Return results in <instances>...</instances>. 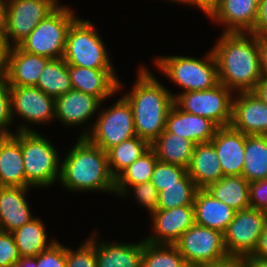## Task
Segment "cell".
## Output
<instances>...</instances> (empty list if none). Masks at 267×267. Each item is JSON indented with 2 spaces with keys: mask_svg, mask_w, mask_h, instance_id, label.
<instances>
[{
  "mask_svg": "<svg viewBox=\"0 0 267 267\" xmlns=\"http://www.w3.org/2000/svg\"><path fill=\"white\" fill-rule=\"evenodd\" d=\"M251 208L267 212V179L249 182Z\"/></svg>",
  "mask_w": 267,
  "mask_h": 267,
  "instance_id": "obj_42",
  "label": "cell"
},
{
  "mask_svg": "<svg viewBox=\"0 0 267 267\" xmlns=\"http://www.w3.org/2000/svg\"><path fill=\"white\" fill-rule=\"evenodd\" d=\"M266 220L267 212L263 210L250 207L235 212L223 233L227 254L238 258L253 254Z\"/></svg>",
  "mask_w": 267,
  "mask_h": 267,
  "instance_id": "obj_12",
  "label": "cell"
},
{
  "mask_svg": "<svg viewBox=\"0 0 267 267\" xmlns=\"http://www.w3.org/2000/svg\"><path fill=\"white\" fill-rule=\"evenodd\" d=\"M234 92L220 82L213 88L180 93L174 103L183 111L205 117L218 127L232 121Z\"/></svg>",
  "mask_w": 267,
  "mask_h": 267,
  "instance_id": "obj_10",
  "label": "cell"
},
{
  "mask_svg": "<svg viewBox=\"0 0 267 267\" xmlns=\"http://www.w3.org/2000/svg\"><path fill=\"white\" fill-rule=\"evenodd\" d=\"M195 143L166 129L150 144L159 161L188 168Z\"/></svg>",
  "mask_w": 267,
  "mask_h": 267,
  "instance_id": "obj_27",
  "label": "cell"
},
{
  "mask_svg": "<svg viewBox=\"0 0 267 267\" xmlns=\"http://www.w3.org/2000/svg\"><path fill=\"white\" fill-rule=\"evenodd\" d=\"M95 25L78 17L70 26L63 59L68 65L92 69H115L110 50Z\"/></svg>",
  "mask_w": 267,
  "mask_h": 267,
  "instance_id": "obj_6",
  "label": "cell"
},
{
  "mask_svg": "<svg viewBox=\"0 0 267 267\" xmlns=\"http://www.w3.org/2000/svg\"><path fill=\"white\" fill-rule=\"evenodd\" d=\"M158 159L149 148L115 178V196L119 197L129 186L149 182Z\"/></svg>",
  "mask_w": 267,
  "mask_h": 267,
  "instance_id": "obj_31",
  "label": "cell"
},
{
  "mask_svg": "<svg viewBox=\"0 0 267 267\" xmlns=\"http://www.w3.org/2000/svg\"><path fill=\"white\" fill-rule=\"evenodd\" d=\"M7 3L4 0H0V31L4 29L6 22Z\"/></svg>",
  "mask_w": 267,
  "mask_h": 267,
  "instance_id": "obj_52",
  "label": "cell"
},
{
  "mask_svg": "<svg viewBox=\"0 0 267 267\" xmlns=\"http://www.w3.org/2000/svg\"><path fill=\"white\" fill-rule=\"evenodd\" d=\"M220 4V0H191V7H195L203 12L207 18L214 12Z\"/></svg>",
  "mask_w": 267,
  "mask_h": 267,
  "instance_id": "obj_45",
  "label": "cell"
},
{
  "mask_svg": "<svg viewBox=\"0 0 267 267\" xmlns=\"http://www.w3.org/2000/svg\"><path fill=\"white\" fill-rule=\"evenodd\" d=\"M211 48L218 81L234 93L253 91L263 77L257 35L223 33Z\"/></svg>",
  "mask_w": 267,
  "mask_h": 267,
  "instance_id": "obj_1",
  "label": "cell"
},
{
  "mask_svg": "<svg viewBox=\"0 0 267 267\" xmlns=\"http://www.w3.org/2000/svg\"><path fill=\"white\" fill-rule=\"evenodd\" d=\"M199 267H242V262L241 258L229 256L225 260L216 263L205 264Z\"/></svg>",
  "mask_w": 267,
  "mask_h": 267,
  "instance_id": "obj_48",
  "label": "cell"
},
{
  "mask_svg": "<svg viewBox=\"0 0 267 267\" xmlns=\"http://www.w3.org/2000/svg\"><path fill=\"white\" fill-rule=\"evenodd\" d=\"M11 49L12 45L3 30L0 31V82L7 80Z\"/></svg>",
  "mask_w": 267,
  "mask_h": 267,
  "instance_id": "obj_43",
  "label": "cell"
},
{
  "mask_svg": "<svg viewBox=\"0 0 267 267\" xmlns=\"http://www.w3.org/2000/svg\"><path fill=\"white\" fill-rule=\"evenodd\" d=\"M74 11L68 4L59 5L18 46L26 52L50 59L63 58L68 30L79 17Z\"/></svg>",
  "mask_w": 267,
  "mask_h": 267,
  "instance_id": "obj_7",
  "label": "cell"
},
{
  "mask_svg": "<svg viewBox=\"0 0 267 267\" xmlns=\"http://www.w3.org/2000/svg\"><path fill=\"white\" fill-rule=\"evenodd\" d=\"M252 92L267 104V76L261 78Z\"/></svg>",
  "mask_w": 267,
  "mask_h": 267,
  "instance_id": "obj_50",
  "label": "cell"
},
{
  "mask_svg": "<svg viewBox=\"0 0 267 267\" xmlns=\"http://www.w3.org/2000/svg\"><path fill=\"white\" fill-rule=\"evenodd\" d=\"M201 58L189 55H159L153 60L155 68L183 92L213 88L218 81L217 62L211 48Z\"/></svg>",
  "mask_w": 267,
  "mask_h": 267,
  "instance_id": "obj_4",
  "label": "cell"
},
{
  "mask_svg": "<svg viewBox=\"0 0 267 267\" xmlns=\"http://www.w3.org/2000/svg\"><path fill=\"white\" fill-rule=\"evenodd\" d=\"M59 5L54 0H14L7 4L3 32L12 46H18Z\"/></svg>",
  "mask_w": 267,
  "mask_h": 267,
  "instance_id": "obj_13",
  "label": "cell"
},
{
  "mask_svg": "<svg viewBox=\"0 0 267 267\" xmlns=\"http://www.w3.org/2000/svg\"><path fill=\"white\" fill-rule=\"evenodd\" d=\"M7 4L14 1V0H4Z\"/></svg>",
  "mask_w": 267,
  "mask_h": 267,
  "instance_id": "obj_55",
  "label": "cell"
},
{
  "mask_svg": "<svg viewBox=\"0 0 267 267\" xmlns=\"http://www.w3.org/2000/svg\"><path fill=\"white\" fill-rule=\"evenodd\" d=\"M224 176L242 175L245 160V134L231 125L218 127L211 139Z\"/></svg>",
  "mask_w": 267,
  "mask_h": 267,
  "instance_id": "obj_19",
  "label": "cell"
},
{
  "mask_svg": "<svg viewBox=\"0 0 267 267\" xmlns=\"http://www.w3.org/2000/svg\"><path fill=\"white\" fill-rule=\"evenodd\" d=\"M187 173L198 189H206L224 175L213 143L195 144Z\"/></svg>",
  "mask_w": 267,
  "mask_h": 267,
  "instance_id": "obj_25",
  "label": "cell"
},
{
  "mask_svg": "<svg viewBox=\"0 0 267 267\" xmlns=\"http://www.w3.org/2000/svg\"><path fill=\"white\" fill-rule=\"evenodd\" d=\"M20 257L12 233L0 231V267H15Z\"/></svg>",
  "mask_w": 267,
  "mask_h": 267,
  "instance_id": "obj_41",
  "label": "cell"
},
{
  "mask_svg": "<svg viewBox=\"0 0 267 267\" xmlns=\"http://www.w3.org/2000/svg\"><path fill=\"white\" fill-rule=\"evenodd\" d=\"M12 125L16 123L13 122L10 90L5 80L0 82V136L13 135Z\"/></svg>",
  "mask_w": 267,
  "mask_h": 267,
  "instance_id": "obj_39",
  "label": "cell"
},
{
  "mask_svg": "<svg viewBox=\"0 0 267 267\" xmlns=\"http://www.w3.org/2000/svg\"><path fill=\"white\" fill-rule=\"evenodd\" d=\"M70 148L61 157V188L71 193L100 192L115 196V178L108 167L107 152L86 137H78Z\"/></svg>",
  "mask_w": 267,
  "mask_h": 267,
  "instance_id": "obj_3",
  "label": "cell"
},
{
  "mask_svg": "<svg viewBox=\"0 0 267 267\" xmlns=\"http://www.w3.org/2000/svg\"><path fill=\"white\" fill-rule=\"evenodd\" d=\"M44 222L36 216L11 232L21 257L37 256L57 241L56 238L48 236Z\"/></svg>",
  "mask_w": 267,
  "mask_h": 267,
  "instance_id": "obj_28",
  "label": "cell"
},
{
  "mask_svg": "<svg viewBox=\"0 0 267 267\" xmlns=\"http://www.w3.org/2000/svg\"><path fill=\"white\" fill-rule=\"evenodd\" d=\"M81 242L75 250L66 246V267H97L96 231Z\"/></svg>",
  "mask_w": 267,
  "mask_h": 267,
  "instance_id": "obj_36",
  "label": "cell"
},
{
  "mask_svg": "<svg viewBox=\"0 0 267 267\" xmlns=\"http://www.w3.org/2000/svg\"><path fill=\"white\" fill-rule=\"evenodd\" d=\"M58 5H65V4H61L60 2H59V0H54Z\"/></svg>",
  "mask_w": 267,
  "mask_h": 267,
  "instance_id": "obj_54",
  "label": "cell"
},
{
  "mask_svg": "<svg viewBox=\"0 0 267 267\" xmlns=\"http://www.w3.org/2000/svg\"><path fill=\"white\" fill-rule=\"evenodd\" d=\"M189 267L216 263L229 257L223 233L194 223L174 244Z\"/></svg>",
  "mask_w": 267,
  "mask_h": 267,
  "instance_id": "obj_11",
  "label": "cell"
},
{
  "mask_svg": "<svg viewBox=\"0 0 267 267\" xmlns=\"http://www.w3.org/2000/svg\"><path fill=\"white\" fill-rule=\"evenodd\" d=\"M150 144L138 136L124 140L107 151L108 167L111 175L116 178L124 169L137 160Z\"/></svg>",
  "mask_w": 267,
  "mask_h": 267,
  "instance_id": "obj_33",
  "label": "cell"
},
{
  "mask_svg": "<svg viewBox=\"0 0 267 267\" xmlns=\"http://www.w3.org/2000/svg\"><path fill=\"white\" fill-rule=\"evenodd\" d=\"M116 100L111 102V106H105L106 102L101 103L93 127L86 136L105 152L124 140L137 136L131 105L122 95Z\"/></svg>",
  "mask_w": 267,
  "mask_h": 267,
  "instance_id": "obj_8",
  "label": "cell"
},
{
  "mask_svg": "<svg viewBox=\"0 0 267 267\" xmlns=\"http://www.w3.org/2000/svg\"><path fill=\"white\" fill-rule=\"evenodd\" d=\"M206 190L236 212L250 208L249 182L242 175L223 176L217 182L210 184Z\"/></svg>",
  "mask_w": 267,
  "mask_h": 267,
  "instance_id": "obj_29",
  "label": "cell"
},
{
  "mask_svg": "<svg viewBox=\"0 0 267 267\" xmlns=\"http://www.w3.org/2000/svg\"><path fill=\"white\" fill-rule=\"evenodd\" d=\"M252 255L259 258L267 259V220L264 224L263 231L260 235L257 248Z\"/></svg>",
  "mask_w": 267,
  "mask_h": 267,
  "instance_id": "obj_47",
  "label": "cell"
},
{
  "mask_svg": "<svg viewBox=\"0 0 267 267\" xmlns=\"http://www.w3.org/2000/svg\"><path fill=\"white\" fill-rule=\"evenodd\" d=\"M48 134L21 132V151L27 188H49L59 183L61 157Z\"/></svg>",
  "mask_w": 267,
  "mask_h": 267,
  "instance_id": "obj_5",
  "label": "cell"
},
{
  "mask_svg": "<svg viewBox=\"0 0 267 267\" xmlns=\"http://www.w3.org/2000/svg\"><path fill=\"white\" fill-rule=\"evenodd\" d=\"M151 234L144 237L152 244L174 245L181 235L195 223L194 206H179L156 210L150 215Z\"/></svg>",
  "mask_w": 267,
  "mask_h": 267,
  "instance_id": "obj_15",
  "label": "cell"
},
{
  "mask_svg": "<svg viewBox=\"0 0 267 267\" xmlns=\"http://www.w3.org/2000/svg\"><path fill=\"white\" fill-rule=\"evenodd\" d=\"M35 87L54 98L72 90L68 64L65 60L51 59L40 73Z\"/></svg>",
  "mask_w": 267,
  "mask_h": 267,
  "instance_id": "obj_32",
  "label": "cell"
},
{
  "mask_svg": "<svg viewBox=\"0 0 267 267\" xmlns=\"http://www.w3.org/2000/svg\"><path fill=\"white\" fill-rule=\"evenodd\" d=\"M15 267H37V256L20 257Z\"/></svg>",
  "mask_w": 267,
  "mask_h": 267,
  "instance_id": "obj_51",
  "label": "cell"
},
{
  "mask_svg": "<svg viewBox=\"0 0 267 267\" xmlns=\"http://www.w3.org/2000/svg\"><path fill=\"white\" fill-rule=\"evenodd\" d=\"M37 267H66V246L57 240L37 255Z\"/></svg>",
  "mask_w": 267,
  "mask_h": 267,
  "instance_id": "obj_40",
  "label": "cell"
},
{
  "mask_svg": "<svg viewBox=\"0 0 267 267\" xmlns=\"http://www.w3.org/2000/svg\"><path fill=\"white\" fill-rule=\"evenodd\" d=\"M164 1H166V2H168L169 1V3L171 2H173V3H175V4H181V5H186V6H190L191 7V0H164Z\"/></svg>",
  "mask_w": 267,
  "mask_h": 267,
  "instance_id": "obj_53",
  "label": "cell"
},
{
  "mask_svg": "<svg viewBox=\"0 0 267 267\" xmlns=\"http://www.w3.org/2000/svg\"><path fill=\"white\" fill-rule=\"evenodd\" d=\"M141 64L136 73V82L122 96L131 105L134 128L139 138L151 144L166 128V120L174 105L173 92Z\"/></svg>",
  "mask_w": 267,
  "mask_h": 267,
  "instance_id": "obj_2",
  "label": "cell"
},
{
  "mask_svg": "<svg viewBox=\"0 0 267 267\" xmlns=\"http://www.w3.org/2000/svg\"><path fill=\"white\" fill-rule=\"evenodd\" d=\"M50 60L48 57L26 52L19 46H12L6 80L8 85L36 86L40 73Z\"/></svg>",
  "mask_w": 267,
  "mask_h": 267,
  "instance_id": "obj_26",
  "label": "cell"
},
{
  "mask_svg": "<svg viewBox=\"0 0 267 267\" xmlns=\"http://www.w3.org/2000/svg\"><path fill=\"white\" fill-rule=\"evenodd\" d=\"M71 85L74 90L91 94L101 102L109 101L121 93L123 85L116 69H92L68 65ZM113 96V97H112Z\"/></svg>",
  "mask_w": 267,
  "mask_h": 267,
  "instance_id": "obj_16",
  "label": "cell"
},
{
  "mask_svg": "<svg viewBox=\"0 0 267 267\" xmlns=\"http://www.w3.org/2000/svg\"><path fill=\"white\" fill-rule=\"evenodd\" d=\"M195 223L224 233L235 210L215 199L206 189H198L194 198Z\"/></svg>",
  "mask_w": 267,
  "mask_h": 267,
  "instance_id": "obj_24",
  "label": "cell"
},
{
  "mask_svg": "<svg viewBox=\"0 0 267 267\" xmlns=\"http://www.w3.org/2000/svg\"><path fill=\"white\" fill-rule=\"evenodd\" d=\"M260 0H220L208 17L223 33H251L255 29Z\"/></svg>",
  "mask_w": 267,
  "mask_h": 267,
  "instance_id": "obj_17",
  "label": "cell"
},
{
  "mask_svg": "<svg viewBox=\"0 0 267 267\" xmlns=\"http://www.w3.org/2000/svg\"><path fill=\"white\" fill-rule=\"evenodd\" d=\"M0 184L2 187H27L21 132L0 136Z\"/></svg>",
  "mask_w": 267,
  "mask_h": 267,
  "instance_id": "obj_22",
  "label": "cell"
},
{
  "mask_svg": "<svg viewBox=\"0 0 267 267\" xmlns=\"http://www.w3.org/2000/svg\"><path fill=\"white\" fill-rule=\"evenodd\" d=\"M257 42L260 54V67L263 76H267V34L257 35Z\"/></svg>",
  "mask_w": 267,
  "mask_h": 267,
  "instance_id": "obj_46",
  "label": "cell"
},
{
  "mask_svg": "<svg viewBox=\"0 0 267 267\" xmlns=\"http://www.w3.org/2000/svg\"><path fill=\"white\" fill-rule=\"evenodd\" d=\"M101 103L91 94L72 89L55 98V122L69 129L78 126L81 129L78 136L86 137L94 124L91 118H96Z\"/></svg>",
  "mask_w": 267,
  "mask_h": 267,
  "instance_id": "obj_14",
  "label": "cell"
},
{
  "mask_svg": "<svg viewBox=\"0 0 267 267\" xmlns=\"http://www.w3.org/2000/svg\"><path fill=\"white\" fill-rule=\"evenodd\" d=\"M141 267H189L175 245L152 244L143 238Z\"/></svg>",
  "mask_w": 267,
  "mask_h": 267,
  "instance_id": "obj_34",
  "label": "cell"
},
{
  "mask_svg": "<svg viewBox=\"0 0 267 267\" xmlns=\"http://www.w3.org/2000/svg\"><path fill=\"white\" fill-rule=\"evenodd\" d=\"M217 128L218 126L210 119L187 113L174 103L168 113L165 129L199 144L210 142Z\"/></svg>",
  "mask_w": 267,
  "mask_h": 267,
  "instance_id": "obj_21",
  "label": "cell"
},
{
  "mask_svg": "<svg viewBox=\"0 0 267 267\" xmlns=\"http://www.w3.org/2000/svg\"><path fill=\"white\" fill-rule=\"evenodd\" d=\"M256 35L267 34V0H260L255 29L251 32Z\"/></svg>",
  "mask_w": 267,
  "mask_h": 267,
  "instance_id": "obj_44",
  "label": "cell"
},
{
  "mask_svg": "<svg viewBox=\"0 0 267 267\" xmlns=\"http://www.w3.org/2000/svg\"><path fill=\"white\" fill-rule=\"evenodd\" d=\"M187 173V169L170 163L157 161L150 182L158 192L171 185H180V179Z\"/></svg>",
  "mask_w": 267,
  "mask_h": 267,
  "instance_id": "obj_38",
  "label": "cell"
},
{
  "mask_svg": "<svg viewBox=\"0 0 267 267\" xmlns=\"http://www.w3.org/2000/svg\"><path fill=\"white\" fill-rule=\"evenodd\" d=\"M30 190L32 188H0V231L13 232L35 218L27 200Z\"/></svg>",
  "mask_w": 267,
  "mask_h": 267,
  "instance_id": "obj_20",
  "label": "cell"
},
{
  "mask_svg": "<svg viewBox=\"0 0 267 267\" xmlns=\"http://www.w3.org/2000/svg\"><path fill=\"white\" fill-rule=\"evenodd\" d=\"M242 176L248 182L267 179V135H245Z\"/></svg>",
  "mask_w": 267,
  "mask_h": 267,
  "instance_id": "obj_30",
  "label": "cell"
},
{
  "mask_svg": "<svg viewBox=\"0 0 267 267\" xmlns=\"http://www.w3.org/2000/svg\"><path fill=\"white\" fill-rule=\"evenodd\" d=\"M242 267H267V259L248 255L241 258Z\"/></svg>",
  "mask_w": 267,
  "mask_h": 267,
  "instance_id": "obj_49",
  "label": "cell"
},
{
  "mask_svg": "<svg viewBox=\"0 0 267 267\" xmlns=\"http://www.w3.org/2000/svg\"><path fill=\"white\" fill-rule=\"evenodd\" d=\"M197 190L193 179L186 173L180 179V185H171L159 192L157 210L193 205Z\"/></svg>",
  "mask_w": 267,
  "mask_h": 267,
  "instance_id": "obj_35",
  "label": "cell"
},
{
  "mask_svg": "<svg viewBox=\"0 0 267 267\" xmlns=\"http://www.w3.org/2000/svg\"><path fill=\"white\" fill-rule=\"evenodd\" d=\"M15 132H36L35 126H47L55 121V98L35 86H9ZM18 116V117H17ZM26 121V122H25ZM33 128V129H32Z\"/></svg>",
  "mask_w": 267,
  "mask_h": 267,
  "instance_id": "obj_9",
  "label": "cell"
},
{
  "mask_svg": "<svg viewBox=\"0 0 267 267\" xmlns=\"http://www.w3.org/2000/svg\"><path fill=\"white\" fill-rule=\"evenodd\" d=\"M158 194L156 187L149 181L129 186L119 198L123 200L124 198L134 197V201L137 200L135 202L138 203L139 207H143L146 211L148 210L150 215L157 210Z\"/></svg>",
  "mask_w": 267,
  "mask_h": 267,
  "instance_id": "obj_37",
  "label": "cell"
},
{
  "mask_svg": "<svg viewBox=\"0 0 267 267\" xmlns=\"http://www.w3.org/2000/svg\"><path fill=\"white\" fill-rule=\"evenodd\" d=\"M230 125L245 135H267V104L252 91L235 93Z\"/></svg>",
  "mask_w": 267,
  "mask_h": 267,
  "instance_id": "obj_18",
  "label": "cell"
},
{
  "mask_svg": "<svg viewBox=\"0 0 267 267\" xmlns=\"http://www.w3.org/2000/svg\"><path fill=\"white\" fill-rule=\"evenodd\" d=\"M99 238L96 231V265L97 267H141L143 239L122 242L107 241Z\"/></svg>",
  "mask_w": 267,
  "mask_h": 267,
  "instance_id": "obj_23",
  "label": "cell"
}]
</instances>
